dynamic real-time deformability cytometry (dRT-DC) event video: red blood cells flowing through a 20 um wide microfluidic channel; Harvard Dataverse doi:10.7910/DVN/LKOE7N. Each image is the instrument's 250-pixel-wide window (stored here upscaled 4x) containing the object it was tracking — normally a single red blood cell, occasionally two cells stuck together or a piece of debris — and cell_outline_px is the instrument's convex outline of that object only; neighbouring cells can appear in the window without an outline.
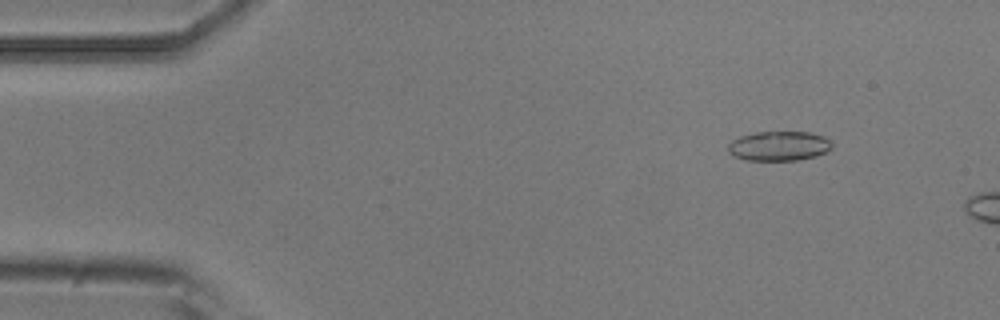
{"species": "common noctule bat (a hibernating species)", "species_latin": "Nyctalus noctula", "temperature_condition": "room temperature", "stored_images_in_passage": 9, "camera_frame_rate_fps": 3000, "um_per_image_px": 0.085, "animal": {"sex": "male", "body_mass_g": 20.5, "forearm_length_mm": 52.5}, "frame": {"image": 1, "passage_image": 4, "time_ms": 1.0, "image_size_px": [1000, 320], "cell_outline_px": [[832, 148], [828, 152], [816, 156], [796, 160], [744, 160], [732, 156], [728, 152], [728, 144], [732, 140], [740, 136], [756, 132], [808, 132], [824, 136], [832, 144]], "centroid_in_image_um": [66.19, 12.41], "position_along_channel_um": 18.8, "area_um2": 18.03}}